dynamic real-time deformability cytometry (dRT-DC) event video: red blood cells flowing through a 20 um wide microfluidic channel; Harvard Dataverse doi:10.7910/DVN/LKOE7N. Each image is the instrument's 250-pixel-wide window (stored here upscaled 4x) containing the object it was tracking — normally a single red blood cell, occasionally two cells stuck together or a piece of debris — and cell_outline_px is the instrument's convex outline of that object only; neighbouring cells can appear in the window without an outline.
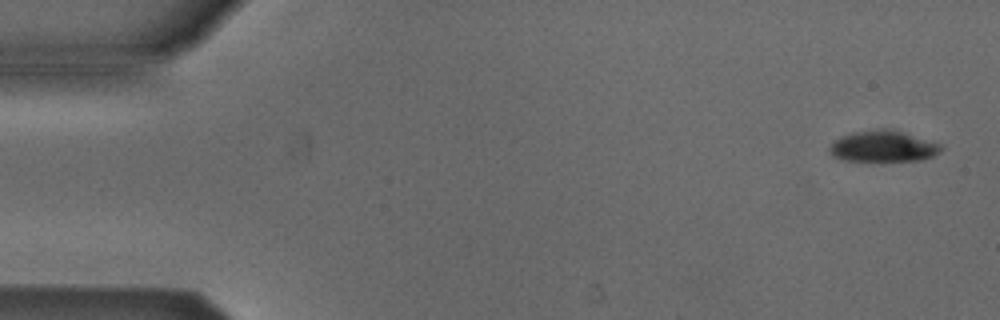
{"species": "Egyptian fruit bat (a non-hibernating species)", "species_latin": "Rousettus aegyptiacus", "temperature_condition": "cold", "stored_images_in_passage": 6, "camera_frame_rate_fps": 3000, "um_per_image_px": 0.085, "animal": {"sex": "male"}, "frame": {"image": 1, "passage_image": 1, "time_ms": 0.0, "image_size_px": [1000, 320], "cell_outline_px": [[944, 148], [940, 152], [932, 156], [920, 160], [844, 160], [832, 156], [828, 152], [828, 148], [836, 140], [852, 132], [884, 128], [892, 128], [940, 144]], "centroid_in_image_um": [75.07, 12.42], "position_along_channel_um": 9.9, "area_um2": 20.06}}
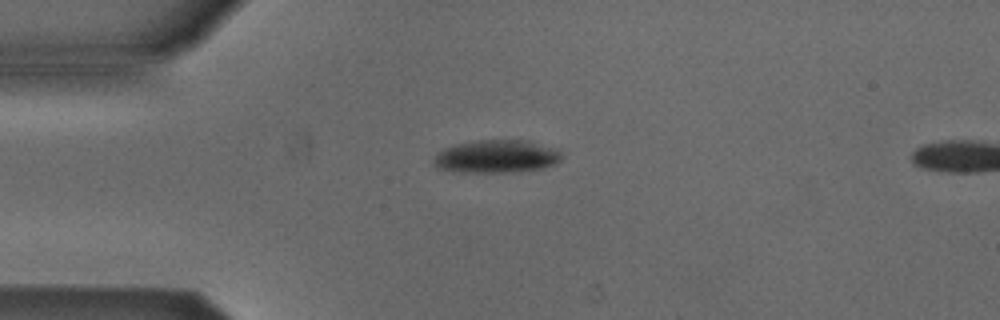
{"frame": {"image": 2, "passage_image": 4, "time_ms": 1.0, "image_size_px": [1000, 320], "cell_outline_px": [[560, 160], [556, 164], [544, 168], [512, 172], [460, 172], [440, 168], [432, 164], [432, 160], [444, 148], [456, 144], [480, 140], [528, 140], [556, 148], [560, 152]], "centroid_in_image_um": [42.23, 13.3], "position_along_channel_um": 42.8, "area_um2": 24.51}}
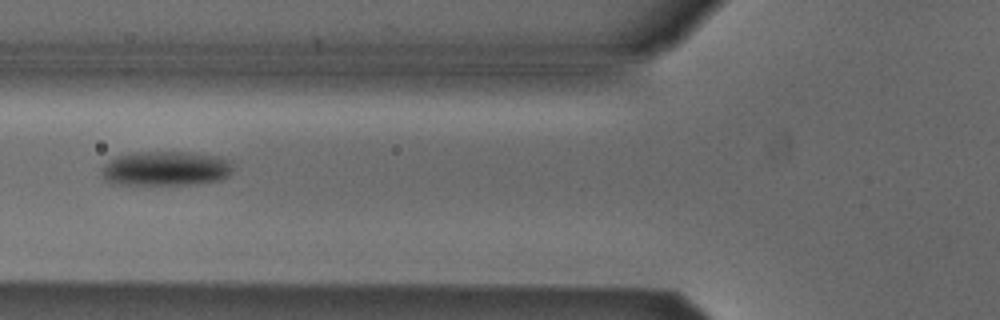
{"frame": {"image": 3, "passage_image": 6, "time_ms": 1.667, "image_size_px": [1000, 320], "cell_outline_px": [[232, 172], [228, 176], [220, 180], [196, 184], [112, 184], [104, 180], [100, 176], [100, 168], [108, 160], [116, 156], [136, 152], [192, 152], [220, 156], [228, 160], [232, 164]], "centroid_in_image_um": [14.05, 14.32], "position_along_channel_um": 111.7, "area_um2": 26.88}}